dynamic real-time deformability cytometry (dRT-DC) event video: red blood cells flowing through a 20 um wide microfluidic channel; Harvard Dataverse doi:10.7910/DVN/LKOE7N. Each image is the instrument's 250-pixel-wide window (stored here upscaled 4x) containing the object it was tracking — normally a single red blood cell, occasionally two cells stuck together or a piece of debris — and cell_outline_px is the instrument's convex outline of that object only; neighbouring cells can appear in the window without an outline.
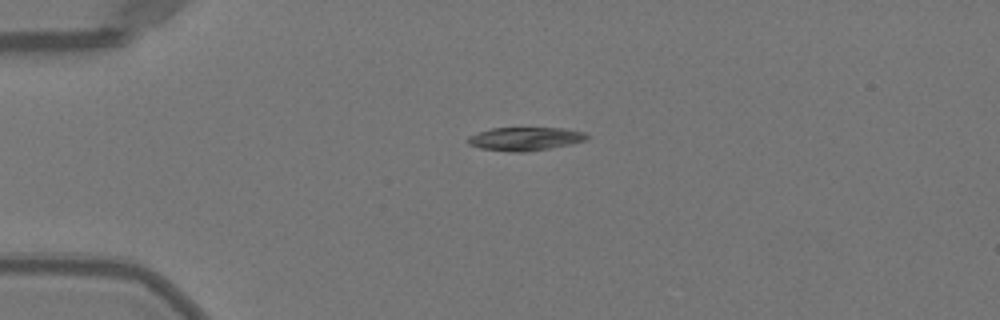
{"species": "Egyptian fruit bat (a non-hibernating species)", "species_latin": "Rousettus aegyptiacus", "temperature_condition": "warm", "stored_images_in_passage": 19, "camera_frame_rate_fps": 3000, "um_per_image_px": 0.085, "animal": {"sex": "female"}, "frame": {"image": 1, "passage_image": 1, "time_ms": 0.0, "image_size_px": [1000, 320], "cell_outline_px": [[588, 140], [572, 144], [524, 152], [512, 152], [480, 148], [468, 144], [468, 136], [492, 128], [564, 128], [584, 132], [588, 136]], "centroid_in_image_um": [44.66, 11.8], "position_along_channel_um": 40.3, "area_um2": 16.13}}
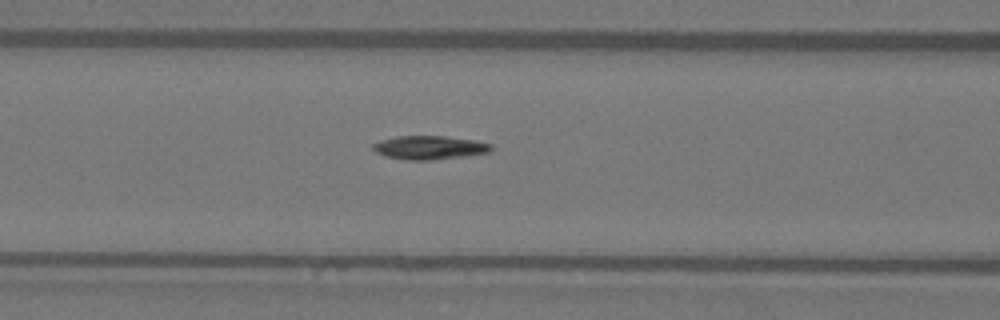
{"frame": {"image": 2, "passage_image": 10, "time_ms": 3.0, "image_size_px": [1000, 320], "cell_outline_px": [[492, 152], [468, 156], [432, 160], [408, 160], [384, 156], [376, 152], [372, 148], [372, 144], [380, 140], [396, 136], [444, 136], [476, 140], [492, 144]], "centroid_in_image_um": [36.53, 12.54], "position_along_channel_um": 130.1, "area_um2": 16.53}}
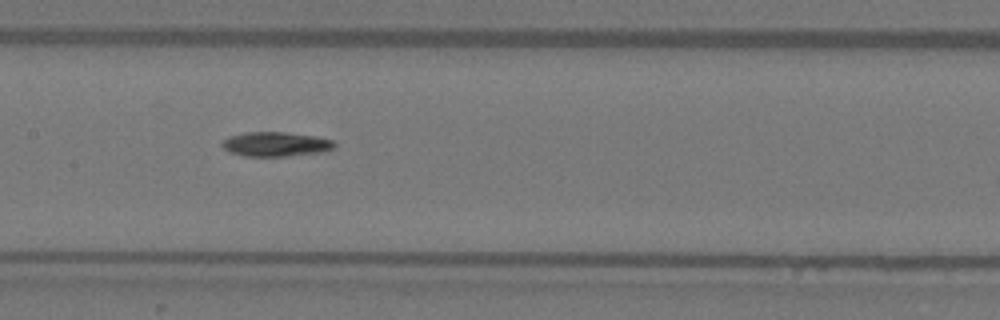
{"frame": {"image": 3, "passage_image": 14, "time_ms": 4.333, "image_size_px": [1000, 320], "cell_outline_px": [[336, 148], [324, 152], [284, 156], [244, 156], [232, 152], [224, 148], [220, 144], [224, 140], [232, 136], [244, 132], [284, 132], [316, 136], [332, 140], [336, 144]], "centroid_in_image_um": [23.49, 12.25], "position_along_channel_um": 183.9, "area_um2": 15.95}}